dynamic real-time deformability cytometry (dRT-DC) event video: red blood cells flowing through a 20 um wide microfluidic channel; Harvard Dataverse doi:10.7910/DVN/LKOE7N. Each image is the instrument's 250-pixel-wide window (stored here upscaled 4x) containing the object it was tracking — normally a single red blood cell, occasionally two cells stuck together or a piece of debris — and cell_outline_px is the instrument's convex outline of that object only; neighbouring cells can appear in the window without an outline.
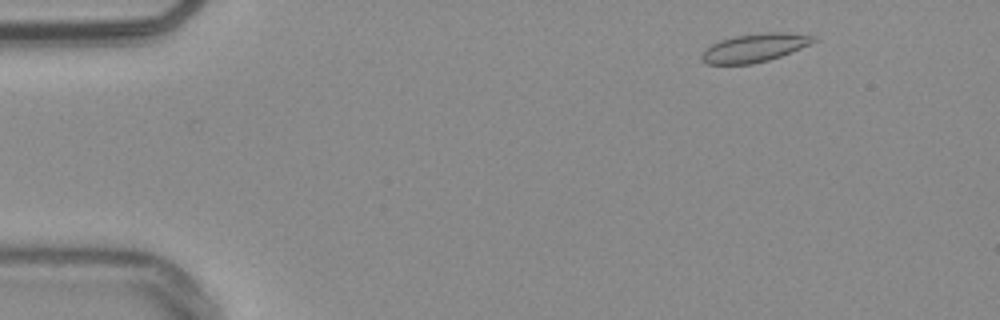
{"species": "common noctule bat (a hibernating species)", "species_latin": "Nyctalus noctula", "temperature_condition": "warm", "stored_images_in_passage": 5, "camera_frame_rate_fps": 3000, "um_per_image_px": 0.085, "animal": {"sex": "male", "body_mass_g": 20.4}, "frame": {"image": 1, "passage_image": 4, "time_ms": 1.0, "image_size_px": [1000, 320], "cell_outline_px": [[816, 40], [812, 44], [780, 56], [768, 60], [752, 64], [708, 64], [700, 60], [700, 56], [704, 48], [720, 40], [736, 36], [768, 32], [788, 32], [816, 36]], "centroid_in_image_um": [64.13, 4.06], "position_along_channel_um": 20.9, "area_um2": 18.55}}